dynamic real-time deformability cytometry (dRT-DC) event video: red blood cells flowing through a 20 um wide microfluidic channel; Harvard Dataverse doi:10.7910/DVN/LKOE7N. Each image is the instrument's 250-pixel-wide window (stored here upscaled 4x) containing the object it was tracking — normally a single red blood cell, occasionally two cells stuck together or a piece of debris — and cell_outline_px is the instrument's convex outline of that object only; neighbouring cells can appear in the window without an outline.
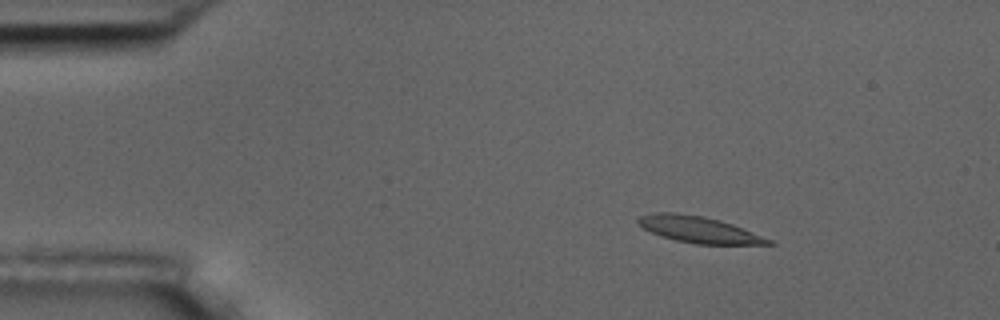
{"species": "common noctule bat (a hibernating species)", "species_latin": "Nyctalus noctula", "temperature_condition": "room temperature", "stored_images_in_passage": 7, "camera_frame_rate_fps": 3000, "um_per_image_px": 0.085, "animal": {"sex": "male", "body_mass_g": 17.5, "forearm_length_mm": 52.3}, "frame": {"image": 1, "passage_image": 3, "time_ms": 2.667, "image_size_px": [1000, 320], "cell_outline_px": [[776, 244], [696, 244], [676, 240], [660, 236], [644, 228], [636, 220], [640, 216], [656, 212], [676, 212], [704, 216], [720, 220], [732, 224], [772, 240]], "centroid_in_image_um": [59.38, 19.5], "position_along_channel_um": 25.6, "area_um2": 19.83}}